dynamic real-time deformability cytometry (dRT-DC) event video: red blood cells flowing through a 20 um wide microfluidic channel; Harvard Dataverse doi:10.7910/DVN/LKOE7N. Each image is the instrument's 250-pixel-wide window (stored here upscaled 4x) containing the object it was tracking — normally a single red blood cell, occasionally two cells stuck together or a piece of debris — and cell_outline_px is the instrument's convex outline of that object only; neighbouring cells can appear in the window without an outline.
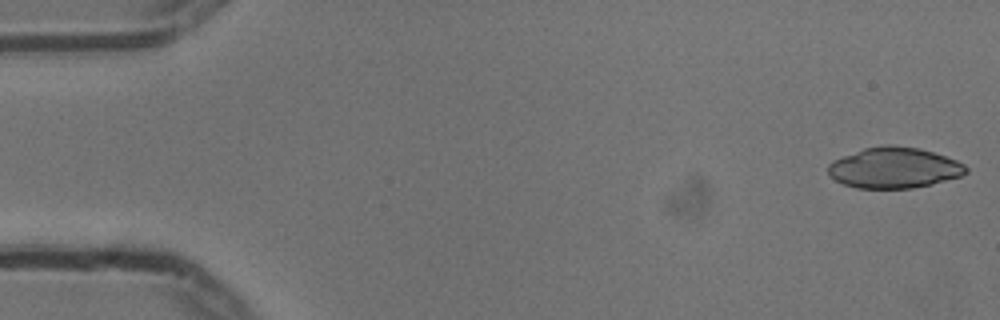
{"species": "common noctule bat (a hibernating species)", "species_latin": "Nyctalus noctula", "temperature_condition": "cold", "stored_images_in_passage": 54, "camera_frame_rate_fps": 3000, "um_per_image_px": 0.085, "animal": {"sex": "male", "body_mass_g": 13.3}, "frame": {"image": 1, "passage_image": 1, "time_ms": 0.0, "image_size_px": [1000, 320], "cell_outline_px": [[968, 172], [960, 176], [932, 184], [912, 188], [856, 188], [844, 184], [836, 180], [828, 172], [828, 164], [832, 160], [864, 148], [884, 144], [892, 144], [920, 148], [956, 160], [964, 164], [968, 168]], "centroid_in_image_um": [76.0, 14.25], "position_along_channel_um": 9.0, "area_um2": 32.77}}